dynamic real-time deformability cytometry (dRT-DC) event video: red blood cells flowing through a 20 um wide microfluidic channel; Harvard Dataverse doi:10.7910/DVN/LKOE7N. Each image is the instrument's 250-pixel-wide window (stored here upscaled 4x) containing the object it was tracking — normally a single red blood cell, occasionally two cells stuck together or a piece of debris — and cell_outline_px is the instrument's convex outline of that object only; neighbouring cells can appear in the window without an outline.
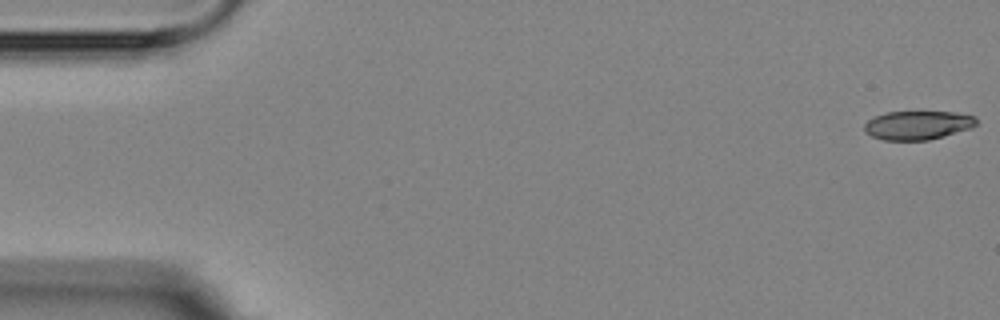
{"species": "Egyptian fruit bat (a non-hibernating species)", "species_latin": "Rousettus aegyptiacus", "temperature_condition": "room temperature", "stored_images_in_passage": 4, "camera_frame_rate_fps": 3000, "um_per_image_px": 0.085, "animal": {"sex": "female"}, "frame": {"image": 1, "passage_image": 1, "time_ms": 0.0, "image_size_px": [1000, 320], "cell_outline_px": [[976, 124], [972, 128], [944, 136], [928, 140], [884, 140], [872, 136], [864, 132], [864, 124], [868, 120], [876, 116], [888, 112], [956, 112], [976, 116]], "centroid_in_image_um": [78.02, 10.64], "position_along_channel_um": 7.0, "area_um2": 18.79}}
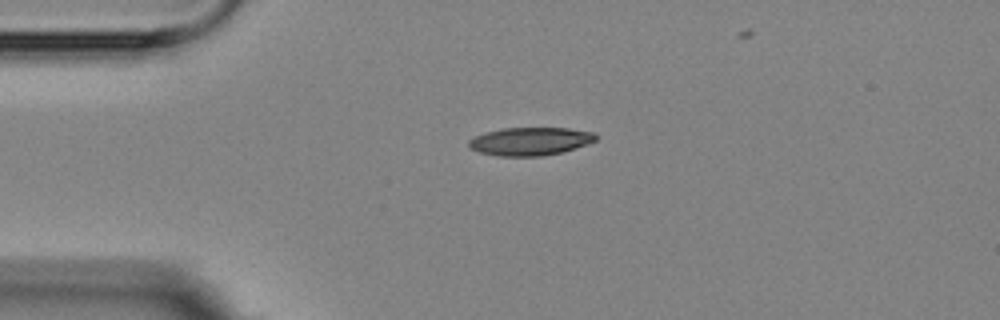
{"frame": {"image": 2, "passage_image": 4, "time_ms": 4.0, "image_size_px": [1000, 320], "cell_outline_px": [[596, 140], [560, 152], [540, 156], [496, 156], [480, 152], [472, 148], [468, 144], [468, 140], [476, 136], [488, 132], [504, 128], [568, 128], [592, 132], [596, 136]], "centroid_in_image_um": [45.03, 12.01], "position_along_channel_um": 40.0, "area_um2": 20.29}}